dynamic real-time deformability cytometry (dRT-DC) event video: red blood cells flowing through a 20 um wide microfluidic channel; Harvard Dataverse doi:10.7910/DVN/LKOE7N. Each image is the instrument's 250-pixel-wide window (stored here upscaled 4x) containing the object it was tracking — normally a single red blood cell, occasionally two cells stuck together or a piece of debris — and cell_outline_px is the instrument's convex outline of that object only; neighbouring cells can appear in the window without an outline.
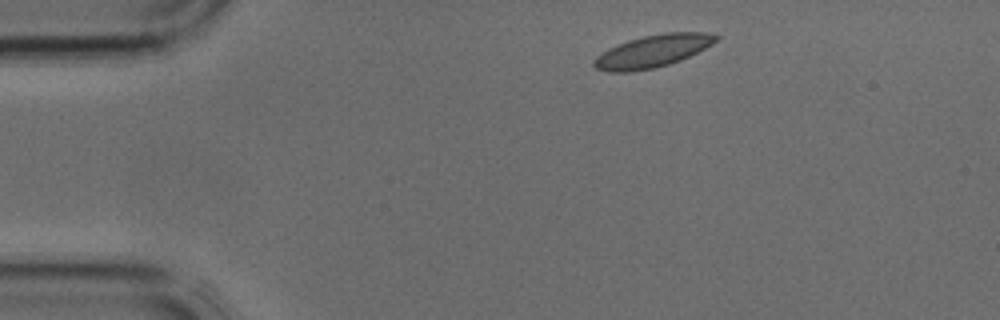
{"species": "common noctule bat (a hibernating species)", "species_latin": "Nyctalus noctula", "temperature_condition": "cold", "stored_images_in_passage": 2, "camera_frame_rate_fps": 3000, "um_per_image_px": 0.085, "animal": {"sex": "male", "body_mass_g": 17.9, "forearm_length_mm": 54.2}, "frame": {"image": 1, "passage_image": 1, "time_ms": 0.0, "image_size_px": [1000, 320], "cell_outline_px": [[720, 36], [712, 44], [680, 60], [656, 68], [628, 72], [608, 72], [596, 68], [592, 64], [592, 60], [596, 56], [608, 48], [628, 40], [644, 36], [664, 32], [704, 32]], "centroid_in_image_um": [55.43, 4.35], "position_along_channel_um": 29.6, "area_um2": 22.95}}
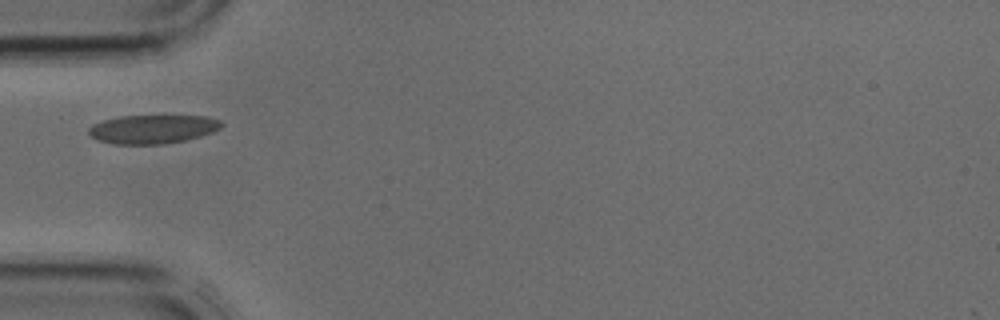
{"frame": {"image": 2, "passage_image": 2, "time_ms": 0.333, "image_size_px": [1000, 320], "cell_outline_px": [[224, 124], [220, 128], [212, 132], [200, 136], [184, 140], [164, 144], [112, 144], [96, 140], [88, 132], [88, 128], [92, 124], [104, 120], [120, 116], [208, 116], [220, 120]], "centroid_in_image_um": [12.96, 10.98], "position_along_channel_um": 72.0, "area_um2": 22.25}}